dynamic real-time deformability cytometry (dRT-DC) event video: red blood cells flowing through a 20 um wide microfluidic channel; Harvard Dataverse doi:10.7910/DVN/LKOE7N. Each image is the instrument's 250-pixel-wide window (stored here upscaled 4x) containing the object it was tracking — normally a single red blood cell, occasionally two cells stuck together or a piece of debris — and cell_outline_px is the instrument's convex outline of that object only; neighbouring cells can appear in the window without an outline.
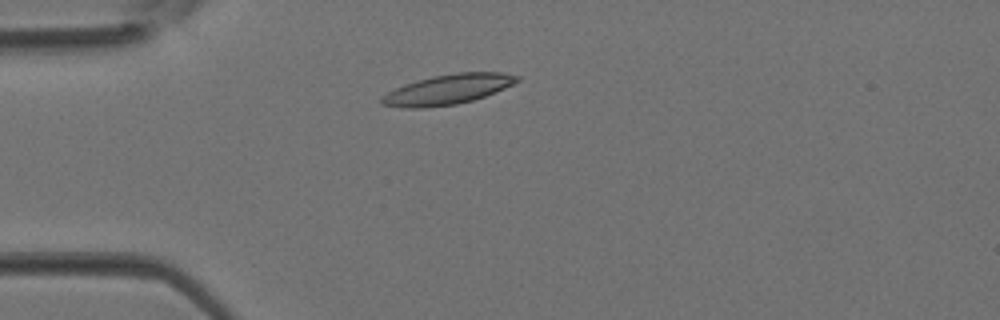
{"species": "Egyptian fruit bat (a non-hibernating species)", "species_latin": "Rousettus aegyptiacus", "temperature_condition": "room temperature", "stored_images_in_passage": 3, "camera_frame_rate_fps": 3000, "um_per_image_px": 0.085, "animal": {"sex": "female"}, "frame": {"image": 1, "passage_image": 3, "time_ms": 0.667, "image_size_px": [1000, 320], "cell_outline_px": [[520, 80], [504, 88], [484, 96], [472, 100], [456, 104], [420, 108], [408, 108], [380, 104], [380, 96], [404, 84], [432, 76], [456, 72], [504, 72], [520, 76]], "centroid_in_image_um": [38.05, 7.59], "position_along_channel_um": 46.9, "area_um2": 23.52}}